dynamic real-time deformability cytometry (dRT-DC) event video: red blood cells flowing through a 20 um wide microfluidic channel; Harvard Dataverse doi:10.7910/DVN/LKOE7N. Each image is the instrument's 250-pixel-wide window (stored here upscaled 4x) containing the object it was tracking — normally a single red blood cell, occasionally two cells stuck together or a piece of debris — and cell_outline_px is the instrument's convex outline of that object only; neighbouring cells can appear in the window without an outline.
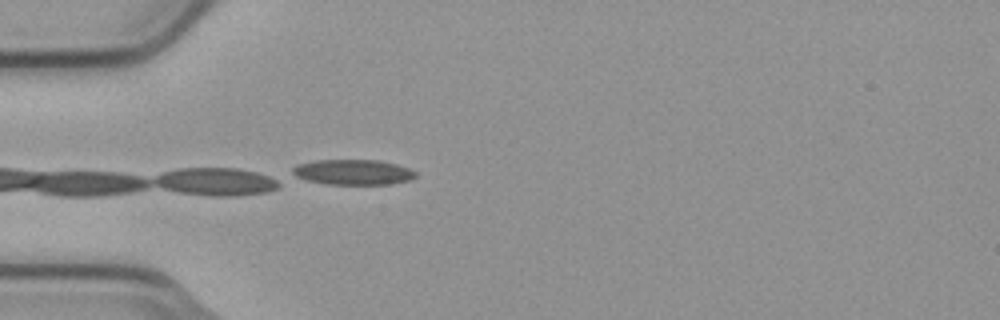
{"species": "common noctule bat (a hibernating species)", "species_latin": "Nyctalus noctula", "temperature_condition": "cold", "stored_images_in_passage": 4, "camera_frame_rate_fps": 3000, "um_per_image_px": 0.085, "animal": {"sex": "male", "body_mass_g": 23.1, "forearm_length_mm": 52.7}, "frame": {"image": 1, "passage_image": 4, "time_ms": 1.0, "image_size_px": [1000, 320], "cell_outline_px": [[416, 176], [412, 180], [388, 184], [328, 184], [308, 180], [296, 176], [292, 172], [292, 168], [296, 164], [316, 160], [380, 160], [396, 164], [408, 168], [416, 172]], "centroid_in_image_um": [30.03, 14.62], "position_along_channel_um": 55.0, "area_um2": 18.09}}